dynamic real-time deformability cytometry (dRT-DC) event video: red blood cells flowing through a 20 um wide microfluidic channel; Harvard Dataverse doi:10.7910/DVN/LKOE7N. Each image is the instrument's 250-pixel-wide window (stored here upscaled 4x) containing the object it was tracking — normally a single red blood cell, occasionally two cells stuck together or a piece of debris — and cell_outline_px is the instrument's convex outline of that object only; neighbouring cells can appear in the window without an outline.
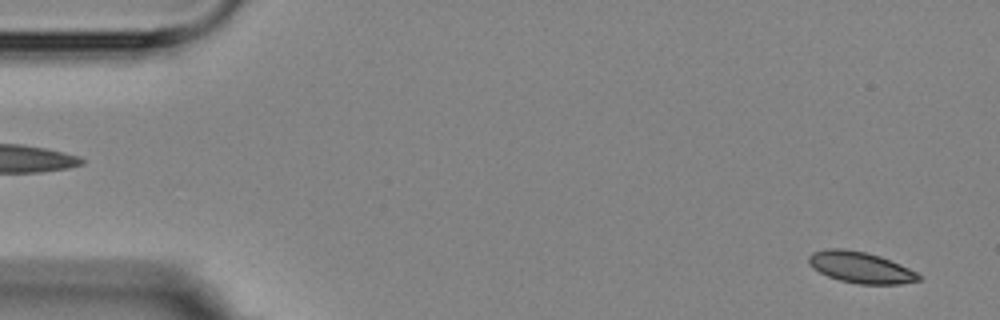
{"species": "Egyptian fruit bat (a non-hibernating species)", "species_latin": "Rousettus aegyptiacus", "temperature_condition": "room temperature", "stored_images_in_passage": 5, "segment_of_instrument_passage": [2, 2], "camera_frame_rate_fps": 3000, "um_per_image_px": 0.085, "animal": {"sex": "female"}, "frame": {"image": 1, "passage_image": 5, "time_ms": 5.667, "image_size_px": [1000, 320], "cell_outline_px": [[920, 280], [900, 284], [860, 284], [840, 280], [828, 276], [812, 268], [808, 260], [808, 256], [812, 252], [828, 248], [844, 248], [864, 252], [880, 256], [900, 264], [916, 272], [920, 276]], "centroid_in_image_um": [73.12, 22.72], "position_along_channel_um": 11.9, "area_um2": 19.88}}